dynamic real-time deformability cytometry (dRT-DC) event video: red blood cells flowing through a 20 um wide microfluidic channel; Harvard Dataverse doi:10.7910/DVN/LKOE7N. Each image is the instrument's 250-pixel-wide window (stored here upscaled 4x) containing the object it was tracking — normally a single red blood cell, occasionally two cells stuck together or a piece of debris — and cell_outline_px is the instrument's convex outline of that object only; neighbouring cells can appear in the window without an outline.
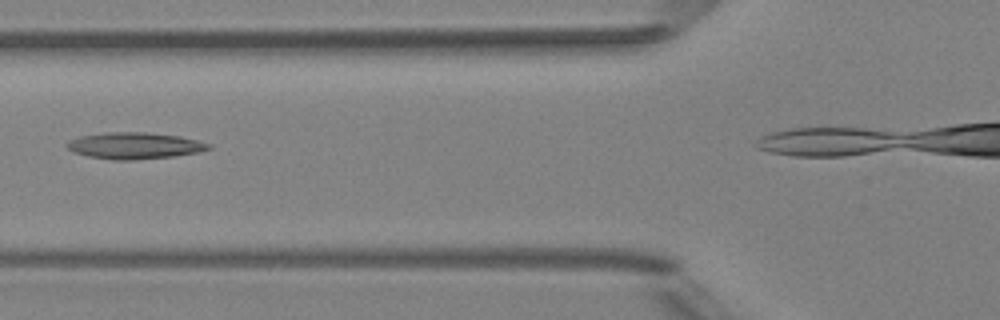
{"species": "Egyptian fruit bat (a non-hibernating species)", "species_latin": "Rousettus aegyptiacus", "temperature_condition": "room temperature", "stored_images_in_passage": 5, "segment_of_instrument_passage": [1, 2], "camera_frame_rate_fps": 3000, "um_per_image_px": 0.085, "animal": {"sex": "female"}, "frame": {"image": 1, "passage_image": 4, "time_ms": 3.333, "image_size_px": [1000, 320], "cell_outline_px": [[212, 148], [200, 152], [172, 156], [132, 160], [112, 160], [88, 156], [76, 152], [68, 148], [64, 144], [68, 140], [80, 136], [104, 132], [144, 132], [180, 136], [212, 144]], "centroid_in_image_um": [11.44, 12.37], "position_along_channel_um": 114.4, "area_um2": 21.91}}